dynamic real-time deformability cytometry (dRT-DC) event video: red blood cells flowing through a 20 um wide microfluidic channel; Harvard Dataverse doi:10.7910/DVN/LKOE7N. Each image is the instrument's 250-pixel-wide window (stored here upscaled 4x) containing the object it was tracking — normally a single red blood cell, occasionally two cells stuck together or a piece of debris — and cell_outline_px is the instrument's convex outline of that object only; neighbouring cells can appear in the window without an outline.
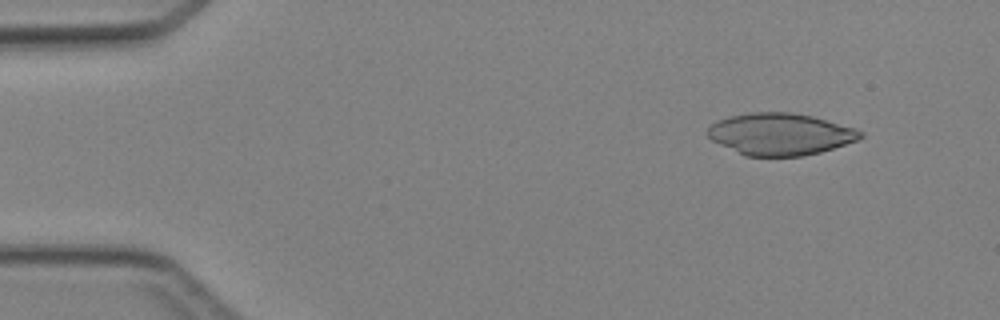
{"species": "Egyptian fruit bat (a non-hibernating species)", "species_latin": "Rousettus aegyptiacus", "temperature_condition": "cold", "stored_images_in_passage": 4, "camera_frame_rate_fps": 3000, "um_per_image_px": 0.085, "animal": {"sex": "female"}, "frame": {"image": 1, "passage_image": 4, "time_ms": 3.333, "image_size_px": [1000, 320], "cell_outline_px": [[864, 136], [856, 140], [820, 152], [800, 156], [744, 156], [712, 140], [708, 136], [708, 128], [716, 120], [728, 116], [748, 112], [792, 112], [812, 116], [856, 128], [864, 132]], "centroid_in_image_um": [66.3, 11.39], "position_along_channel_um": 18.7, "area_um2": 37.28}}